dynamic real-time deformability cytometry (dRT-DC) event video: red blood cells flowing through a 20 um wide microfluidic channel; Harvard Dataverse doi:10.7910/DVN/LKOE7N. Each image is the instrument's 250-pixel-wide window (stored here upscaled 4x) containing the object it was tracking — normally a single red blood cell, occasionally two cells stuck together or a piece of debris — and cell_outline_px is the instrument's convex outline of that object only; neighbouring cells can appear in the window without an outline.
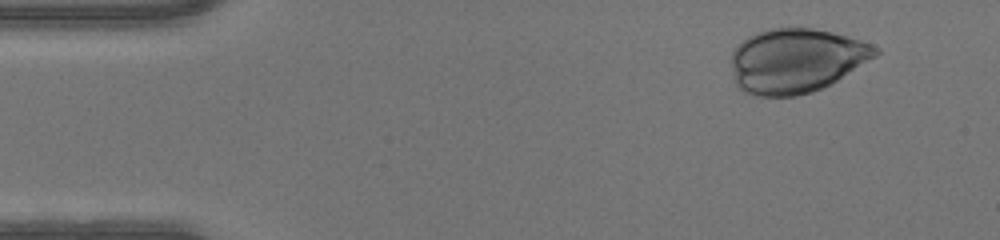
{"species": "human", "species_latin": "Homo sapiens", "temperature_condition": "warm", "stored_images_in_passage": 39, "camera_frame_rate_fps": 3000, "um_per_image_px": 0.085, "donor": {"sex": "male"}, "frame": {"image": 1, "passage_image": 4, "time_ms": 1.0, "image_size_px": [1000, 240], "cell_outline_px": [[880, 52], [876, 56], [836, 80], [812, 92], [796, 96], [760, 96], [744, 92], [736, 84], [732, 68], [732, 52], [748, 36], [756, 32], [768, 28], [812, 28], [832, 32], [860, 40], [872, 44], [880, 48]], "centroid_in_image_um": [67.66, 5.14], "position_along_channel_um": 17.3, "area_um2": 53.64}}
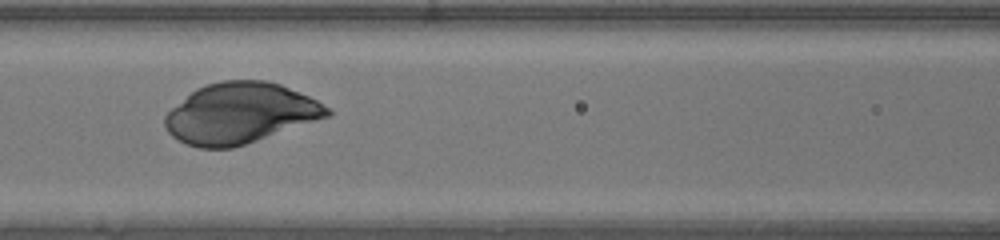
{"frame": {"image": 2, "passage_image": 20, "time_ms": 6.333, "image_size_px": [1000, 240], "cell_outline_px": [[332, 116], [232, 148], [200, 148], [188, 144], [172, 136], [168, 132], [164, 124], [164, 116], [172, 108], [196, 88], [208, 84], [224, 80], [264, 80], [280, 84], [308, 96], [316, 100], [328, 108], [332, 112]], "centroid_in_image_um": [20.42, 9.63], "position_along_channel_um": 146.2, "area_um2": 56.93}}
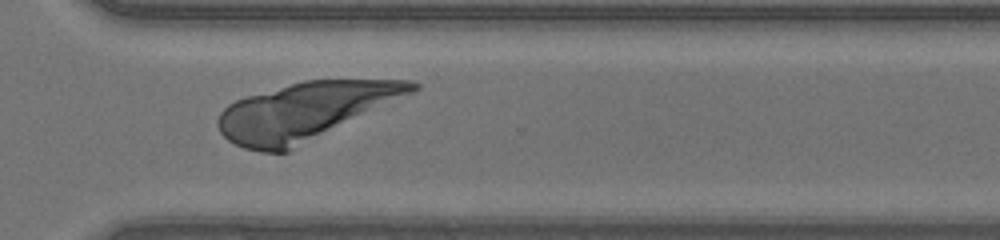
{"frame": {"image": 3, "passage_image": 34, "time_ms": 11.0, "image_size_px": [1000, 240], "cell_outline_px": [[420, 88], [416, 92], [288, 152], [260, 152], [244, 148], [228, 140], [220, 132], [216, 124], [216, 120], [220, 112], [228, 104], [236, 100], [248, 96], [304, 80], [412, 80], [420, 84]], "centroid_in_image_um": [25.95, 9.47], "position_along_channel_um": 344.6, "area_um2": 64.97}}